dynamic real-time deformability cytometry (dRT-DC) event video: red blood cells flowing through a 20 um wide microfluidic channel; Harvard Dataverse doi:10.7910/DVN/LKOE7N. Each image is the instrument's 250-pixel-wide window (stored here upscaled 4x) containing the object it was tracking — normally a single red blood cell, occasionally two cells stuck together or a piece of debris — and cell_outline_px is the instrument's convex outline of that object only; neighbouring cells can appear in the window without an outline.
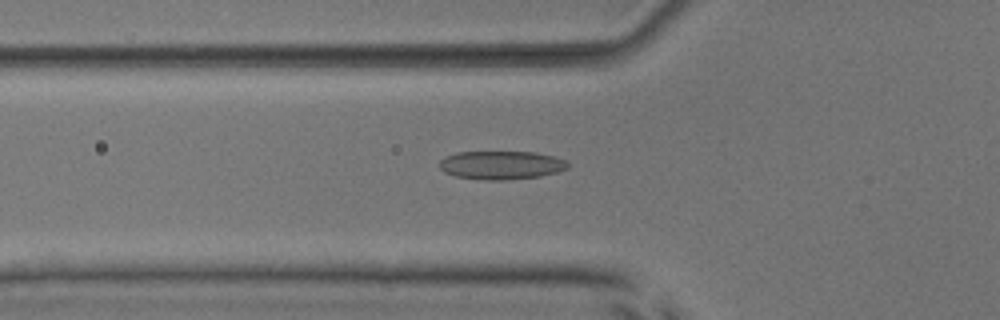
{"species": "common noctule bat (a hibernating species)", "species_latin": "Nyctalus noctula", "temperature_condition": "room temperature", "stored_images_in_passage": 50, "camera_frame_rate_fps": 3000, "um_per_image_px": 0.085, "animal": {"sex": "male", "body_mass_g": 17.9, "forearm_length_mm": 54.2}, "frame": {"image": 1, "passage_image": 17, "time_ms": 5.333, "image_size_px": [1000, 320], "cell_outline_px": [[568, 168], [556, 172], [540, 176], [508, 180], [484, 180], [456, 176], [444, 172], [440, 168], [440, 160], [444, 156], [456, 152], [536, 152], [552, 156], [564, 160], [568, 164]], "centroid_in_image_um": [42.57, 14.03], "position_along_channel_um": 83.2, "area_um2": 21.27}}
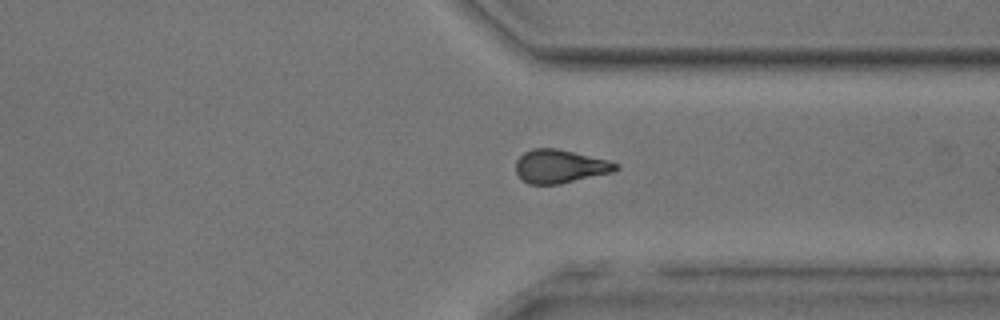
{"frame": {"image": 2, "passage_image": 38, "time_ms": 12.333, "image_size_px": [1000, 320], "cell_outline_px": [[620, 168], [612, 172], [560, 184], [528, 184], [520, 180], [516, 172], [516, 160], [524, 152], [532, 148], [556, 148], [608, 160], [620, 164]], "centroid_in_image_um": [47.58, 14.14], "position_along_channel_um": 363.8, "area_um2": 19.59}}
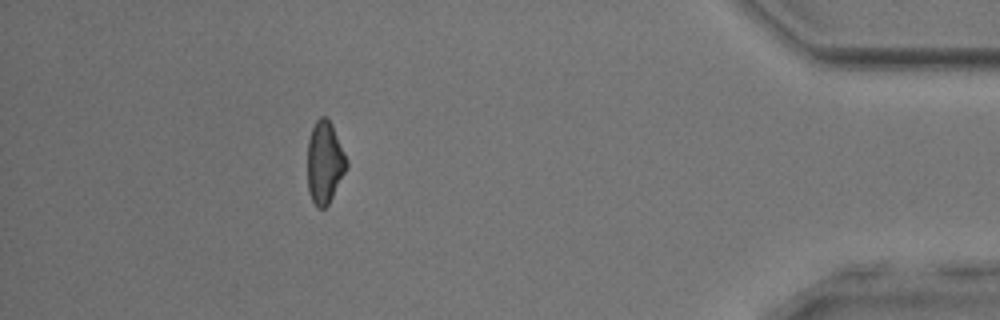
{"frame": {"image": 3, "passage_image": 45, "time_ms": 14.667, "image_size_px": [1000, 320], "cell_outline_px": [[348, 164], [328, 204], [324, 208], [316, 208], [308, 192], [308, 140], [312, 128], [316, 120], [320, 116], [324, 116], [332, 124], [348, 160]], "centroid_in_image_um": [27.58, 13.79], "position_along_channel_um": 407.6, "area_um2": 18.55}, "authors_computed_cell_mechanics": {"area_um2": 20.2589, "velocity_mm_per_s": 4.0028, "shape_relaxation_time_tau1_ms": 11.0708, "shape_relaxation_time_tau2_ms": 3.84, "deformation_change_tau1": 0.2167, "deformation_change_tau2": 0.1146}}